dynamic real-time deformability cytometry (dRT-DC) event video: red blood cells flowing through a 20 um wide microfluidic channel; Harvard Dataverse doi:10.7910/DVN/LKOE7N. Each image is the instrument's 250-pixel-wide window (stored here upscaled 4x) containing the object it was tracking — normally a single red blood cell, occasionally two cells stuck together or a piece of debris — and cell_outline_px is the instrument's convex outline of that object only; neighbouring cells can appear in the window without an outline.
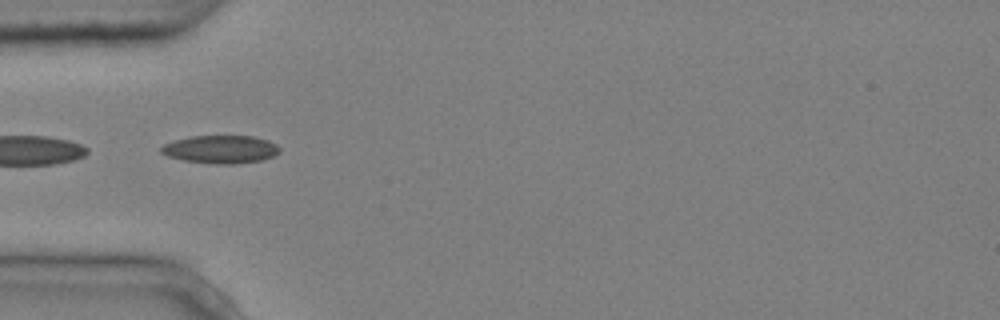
{"species": "common noctule bat (a hibernating species)", "species_latin": "Nyctalus noctula", "temperature_condition": "cold", "stored_images_in_passage": 2, "camera_frame_rate_fps": 3000, "um_per_image_px": 0.085, "animal": {"sex": "male", "body_mass_g": 20.4}, "frame": {"image": 1, "passage_image": 1, "time_ms": 0.0, "image_size_px": [1000, 320], "cell_outline_px": [[280, 152], [272, 156], [260, 160], [232, 164], [216, 164], [184, 160], [168, 156], [160, 152], [160, 148], [164, 144], [176, 140], [192, 136], [252, 136], [268, 140], [276, 144], [280, 148]], "centroid_in_image_um": [18.76, 12.69], "position_along_channel_um": 66.2, "area_um2": 19.13}}